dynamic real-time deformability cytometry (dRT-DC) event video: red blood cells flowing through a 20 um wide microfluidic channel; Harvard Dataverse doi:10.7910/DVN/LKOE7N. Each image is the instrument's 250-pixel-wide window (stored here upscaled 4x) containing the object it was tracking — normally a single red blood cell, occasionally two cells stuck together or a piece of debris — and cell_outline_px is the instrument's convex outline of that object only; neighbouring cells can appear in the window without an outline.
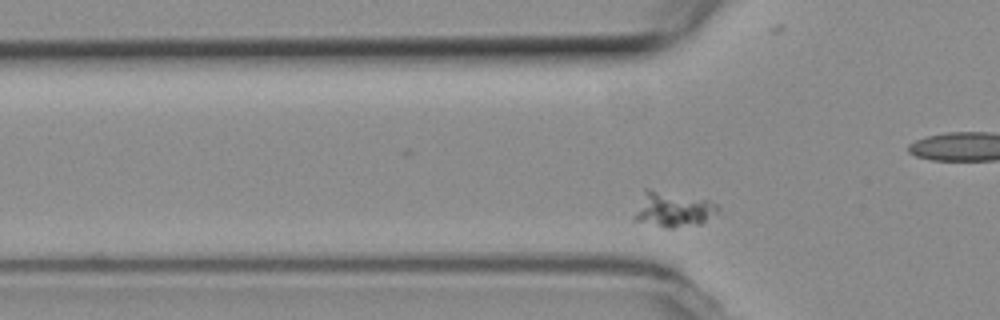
{"species": "common noctule bat (a hibernating species)", "species_latin": "Nyctalus noctula", "temperature_condition": "room temperature", "stored_images_in_passage": 48, "camera_frame_rate_fps": 3000, "um_per_image_px": 0.085, "animal": {"sex": "female", "body_mass_g": 19.3, "forearm_length_mm": 54.1}, "frame": {"image": 1, "passage_image": 12, "time_ms": 3.667, "image_size_px": [1000, 320], "cell_outline_px": [[720, 216], [700, 224], [672, 228], [668, 228], [632, 220], [632, 216], [644, 188], [648, 188], [708, 200], [716, 204], [720, 208]], "centroid_in_image_um": [57.23, 17.81], "position_along_channel_um": 68.6, "area_um2": 17.69}}
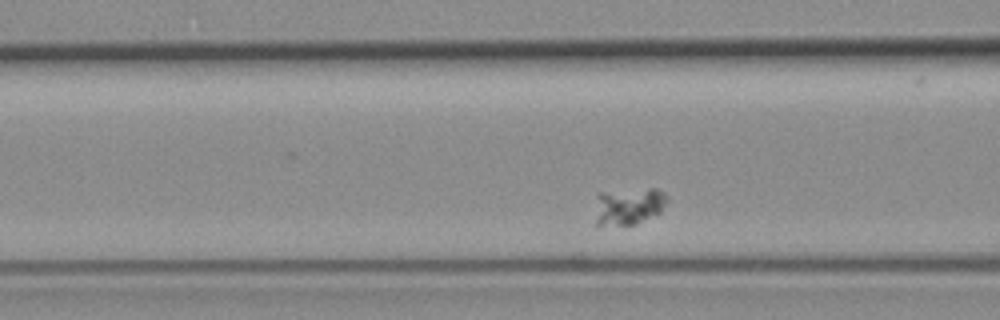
{"frame": {"image": 2, "passage_image": 16, "time_ms": 5.0, "image_size_px": [1000, 320], "cell_outline_px": [[668, 200], [660, 212], [636, 224], [596, 228], [596, 192], [648, 188], [656, 188], [664, 192], [668, 196]], "centroid_in_image_um": [53.39, 17.53], "position_along_channel_um": 113.2, "area_um2": 16.18}}
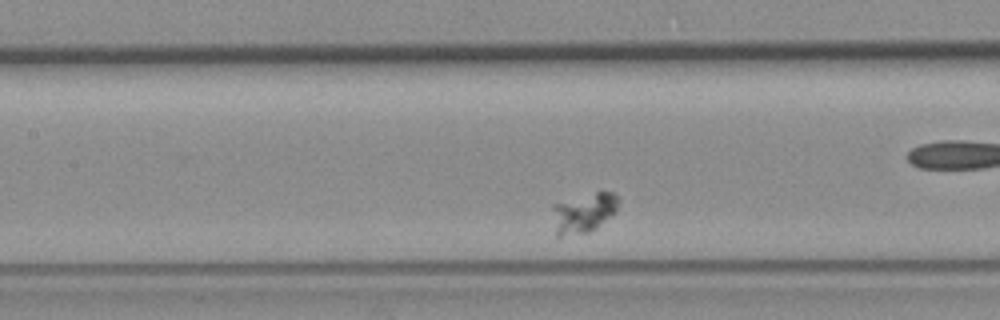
{"frame": {"image": 3, "passage_image": 20, "time_ms": 6.333, "image_size_px": [1000, 320], "cell_outline_px": [[620, 200], [616, 212], [596, 228], [588, 232], [560, 236], [556, 236], [552, 208], [552, 204], [600, 188], [612, 192]], "centroid_in_image_um": [49.64, 18.02], "position_along_channel_um": 157.8, "area_um2": 15.84}}